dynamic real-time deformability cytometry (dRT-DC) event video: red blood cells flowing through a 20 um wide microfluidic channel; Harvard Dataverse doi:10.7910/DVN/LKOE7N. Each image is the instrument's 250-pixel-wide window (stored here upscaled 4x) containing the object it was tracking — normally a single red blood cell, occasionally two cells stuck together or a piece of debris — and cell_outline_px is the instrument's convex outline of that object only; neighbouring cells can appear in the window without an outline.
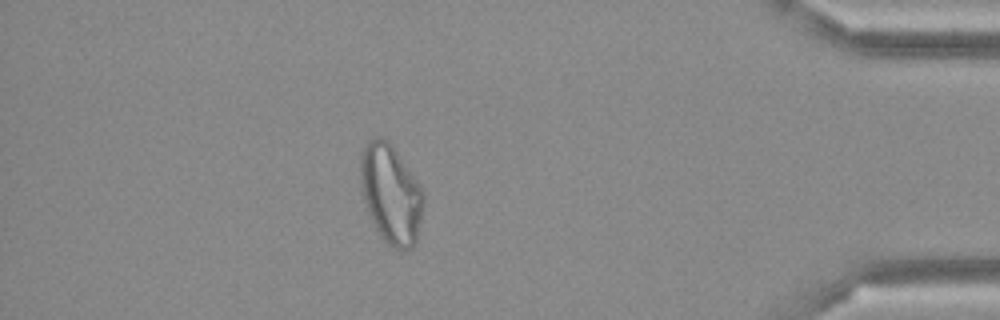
{"species": "Egyptian fruit bat (a non-hibernating species)", "species_latin": "Rousettus aegyptiacus", "temperature_condition": "cold", "stored_images_in_passage": 51, "segment_of_instrument_passage": [1, 2], "camera_frame_rate_fps": 3000, "um_per_image_px": 0.085, "frame": {"image": 1, "passage_image": 44, "time_ms": 14.333, "image_size_px": [1000, 320], "cell_outline_px": [[424, 200], [416, 240], [412, 248], [404, 252], [392, 248], [380, 236], [368, 212], [364, 200], [360, 184], [360, 156], [364, 144], [368, 140], [376, 136], [380, 136], [388, 140], [420, 184], [424, 192]], "centroid_in_image_um": [33.21, 16.48], "position_along_channel_um": 402.0, "area_um2": 36.59}}